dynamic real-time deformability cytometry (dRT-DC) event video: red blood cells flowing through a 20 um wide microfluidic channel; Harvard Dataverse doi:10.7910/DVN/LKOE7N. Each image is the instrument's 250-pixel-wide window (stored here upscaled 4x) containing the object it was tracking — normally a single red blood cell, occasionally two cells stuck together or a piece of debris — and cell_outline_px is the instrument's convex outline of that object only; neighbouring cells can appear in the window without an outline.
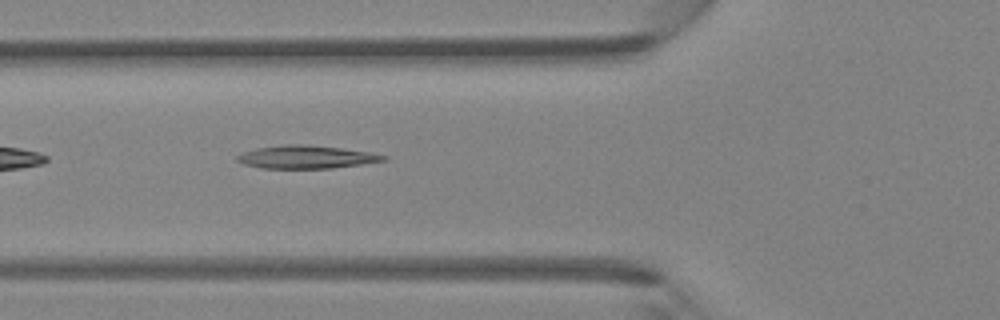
{"species": "Egyptian fruit bat (a non-hibernating species)", "species_latin": "Rousettus aegyptiacus", "temperature_condition": "room temperature", "stored_images_in_passage": 32, "camera_frame_rate_fps": 3000, "um_per_image_px": 0.085, "animal": {"sex": "female"}, "frame": {"image": 1, "passage_image": 3, "time_ms": 0.667, "image_size_px": [1000, 320], "cell_outline_px": [[388, 160], [332, 168], [260, 168], [244, 164], [236, 160], [236, 156], [244, 152], [256, 148], [284, 144], [300, 144], [340, 148], [372, 152], [388, 156]], "centroid_in_image_um": [26.04, 13.34], "position_along_channel_um": 99.8, "area_um2": 19.54}}
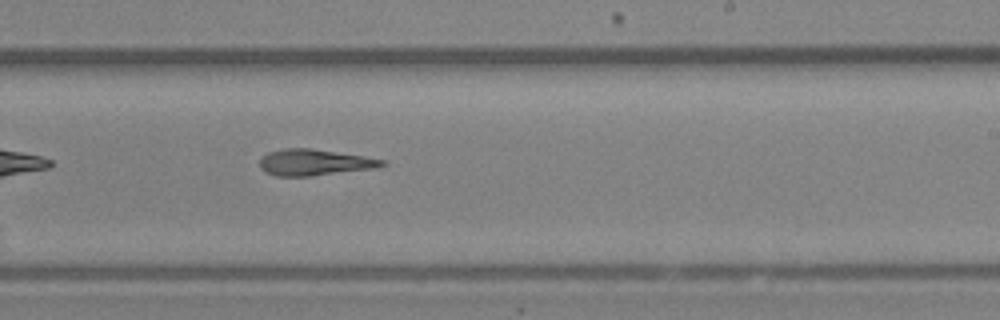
{"frame": {"image": 2, "passage_image": 14, "time_ms": 4.333, "image_size_px": [1000, 320], "cell_outline_px": [[388, 164], [376, 168], [312, 176], [276, 176], [264, 172], [260, 168], [260, 160], [268, 152], [284, 148], [312, 148], [364, 156], [384, 160]], "centroid_in_image_um": [26.73, 13.8], "position_along_channel_um": 262.3, "area_um2": 18.79}}
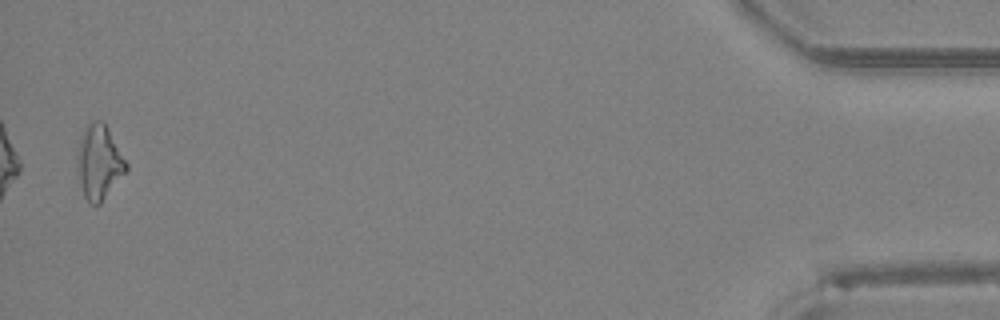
{"frame": {"image": 3, "passage_image": 31, "time_ms": 10.0, "image_size_px": [1000, 320], "cell_outline_px": [[128, 168], [100, 204], [88, 204], [84, 196], [76, 168], [76, 148], [84, 128], [92, 120], [104, 120], [128, 164]], "centroid_in_image_um": [8.39, 13.75], "position_along_channel_um": 426.8, "area_um2": 21.44}}